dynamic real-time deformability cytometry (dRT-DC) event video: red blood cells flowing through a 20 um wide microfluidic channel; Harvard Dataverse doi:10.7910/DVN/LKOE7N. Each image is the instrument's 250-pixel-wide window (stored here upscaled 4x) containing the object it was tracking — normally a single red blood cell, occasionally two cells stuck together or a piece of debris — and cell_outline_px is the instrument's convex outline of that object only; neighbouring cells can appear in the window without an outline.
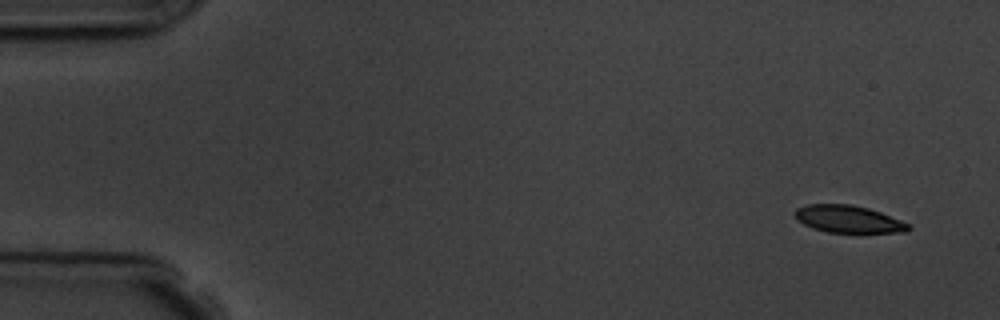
{"species": "common noctule bat (a hibernating species)", "species_latin": "Nyctalus noctula", "temperature_condition": "room temperature", "stored_images_in_passage": 5, "segment_of_instrument_passage": [1, 2], "camera_frame_rate_fps": 3000, "um_per_image_px": 0.085, "animal": {"sex": "male", "body_mass_g": 19.5, "forearm_length_mm": 54.6}, "frame": {"image": 1, "passage_image": 1, "time_ms": 0.0, "image_size_px": [1000, 320], "cell_outline_px": [[912, 228], [908, 232], [828, 232], [812, 228], [796, 220], [796, 208], [808, 204], [852, 204], [868, 208], [880, 212], [900, 220], [908, 224]], "centroid_in_image_um": [72.1, 18.62], "position_along_channel_um": 12.9, "area_um2": 17.92}}